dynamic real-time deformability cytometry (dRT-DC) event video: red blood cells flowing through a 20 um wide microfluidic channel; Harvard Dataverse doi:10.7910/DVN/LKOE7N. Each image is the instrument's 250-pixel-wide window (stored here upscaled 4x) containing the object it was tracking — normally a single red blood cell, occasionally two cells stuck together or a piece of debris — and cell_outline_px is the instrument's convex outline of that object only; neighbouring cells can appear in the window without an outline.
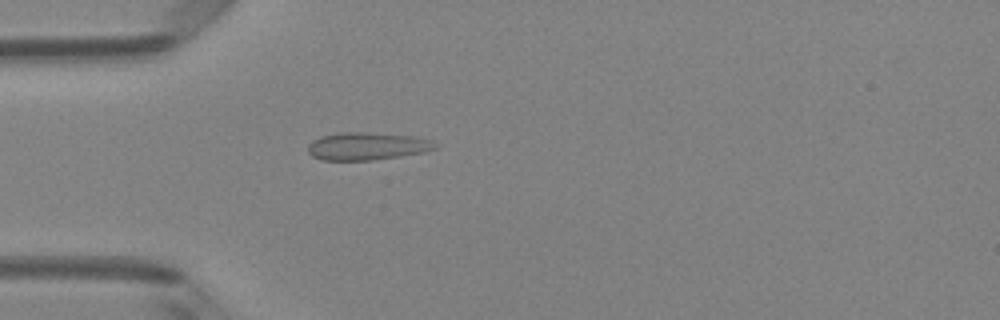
{"species": "Egyptian fruit bat (a non-hibernating species)", "species_latin": "Rousettus aegyptiacus", "temperature_condition": "room temperature", "stored_images_in_passage": 3, "camera_frame_rate_fps": 3000, "um_per_image_px": 0.085, "animal": {"sex": "female"}, "frame": {"image": 1, "passage_image": 3, "time_ms": 0.667, "image_size_px": [1000, 320], "cell_outline_px": [[436, 148], [424, 152], [400, 156], [372, 160], [324, 160], [312, 156], [308, 152], [308, 144], [312, 140], [320, 136], [344, 132], [364, 132], [416, 136], [432, 140], [436, 144]], "centroid_in_image_um": [31.2, 12.42], "position_along_channel_um": 53.8, "area_um2": 20.52}}